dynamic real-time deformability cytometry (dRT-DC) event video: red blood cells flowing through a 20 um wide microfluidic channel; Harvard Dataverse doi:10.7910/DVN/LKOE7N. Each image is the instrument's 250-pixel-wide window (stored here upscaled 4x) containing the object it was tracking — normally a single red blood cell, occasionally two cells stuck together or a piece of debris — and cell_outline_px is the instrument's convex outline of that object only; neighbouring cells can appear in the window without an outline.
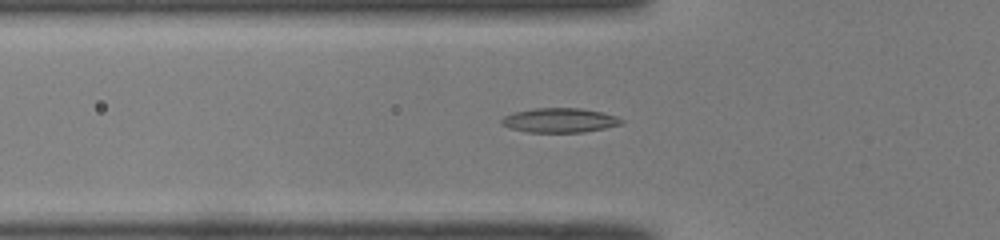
{"species": "common noctule bat (a hibernating species)", "species_latin": "Nyctalus noctula", "temperature_condition": "room temperature", "stored_images_in_passage": 43, "camera_frame_rate_fps": 3000, "um_per_image_px": 0.085, "animal": {"sex": "male", "body_mass_g": 19.0, "forearm_length_mm": 50.8}, "frame": {"image": 1, "passage_image": 11, "time_ms": 3.333, "image_size_px": [1000, 240], "cell_outline_px": [[624, 124], [584, 132], [528, 132], [512, 128], [500, 124], [500, 120], [504, 116], [512, 112], [532, 108], [580, 108], [600, 112], [616, 116], [624, 120]], "centroid_in_image_um": [47.56, 10.22], "position_along_channel_um": 78.2, "area_um2": 17.11}}
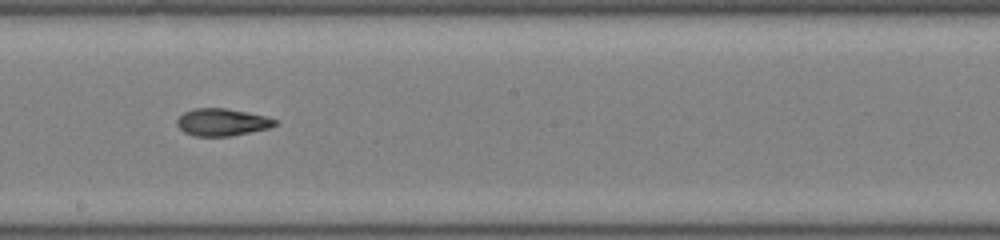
{"frame": {"image": 2, "passage_image": 22, "time_ms": 7.0, "image_size_px": [1000, 240], "cell_outline_px": [[276, 124], [268, 128], [228, 136], [196, 136], [184, 132], [176, 124], [176, 120], [184, 112], [192, 108], [224, 108], [264, 116], [276, 120]], "centroid_in_image_um": [18.81, 10.38], "position_along_channel_um": 229.4, "area_um2": 15.26}}
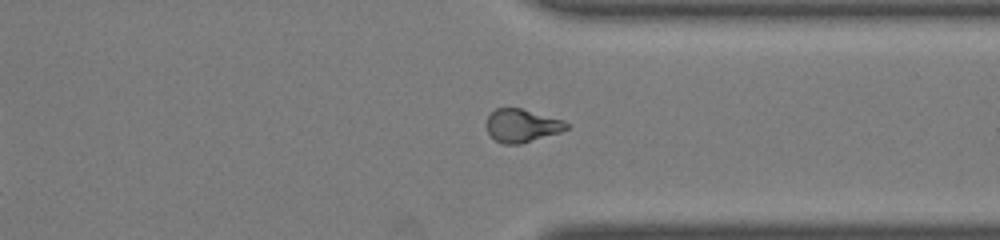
{"frame": {"image": 3, "passage_image": 32, "time_ms": 10.333, "image_size_px": [1000, 240], "cell_outline_px": [[568, 128], [560, 132], [520, 144], [504, 144], [496, 140], [488, 132], [488, 116], [496, 108], [520, 108], [564, 120], [568, 124]], "centroid_in_image_um": [44.38, 10.67], "position_along_channel_um": 367.0, "area_um2": 15.14}, "authors_computed_cell_mechanics": {"area_um2": 15.8372, "velocity_mm_per_s": 4.1181, "shape_relaxation_time_tau1_ms": null, "shape_relaxation_time_tau2_ms": 3.2291, "deformation_change_tau1": null, "deformation_change_tau2": 0.0948}}